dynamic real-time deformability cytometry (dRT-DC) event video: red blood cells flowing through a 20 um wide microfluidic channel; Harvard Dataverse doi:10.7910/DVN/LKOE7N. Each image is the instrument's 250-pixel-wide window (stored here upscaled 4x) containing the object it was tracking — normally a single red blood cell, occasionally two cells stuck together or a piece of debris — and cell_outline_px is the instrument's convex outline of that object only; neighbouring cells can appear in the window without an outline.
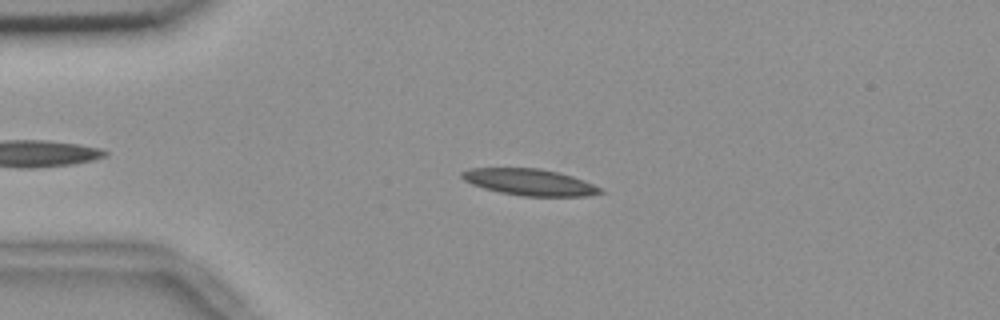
{"species": "common noctule bat (a hibernating species)", "species_latin": "Nyctalus noctula", "temperature_condition": "room temperature", "stored_images_in_passage": 45, "camera_frame_rate_fps": 3000, "um_per_image_px": 0.085, "animal": {"sex": "female", "body_mass_g": 18.4}, "frame": {"image": 1, "passage_image": 9, "time_ms": 2.667, "image_size_px": [1000, 320], "cell_outline_px": [[604, 192], [588, 196], [524, 196], [500, 192], [484, 188], [472, 184], [464, 180], [460, 176], [460, 172], [472, 168], [540, 168], [572, 176], [584, 180], [600, 188]], "centroid_in_image_um": [45.0, 15.48], "position_along_channel_um": 40.0, "area_um2": 21.21}}
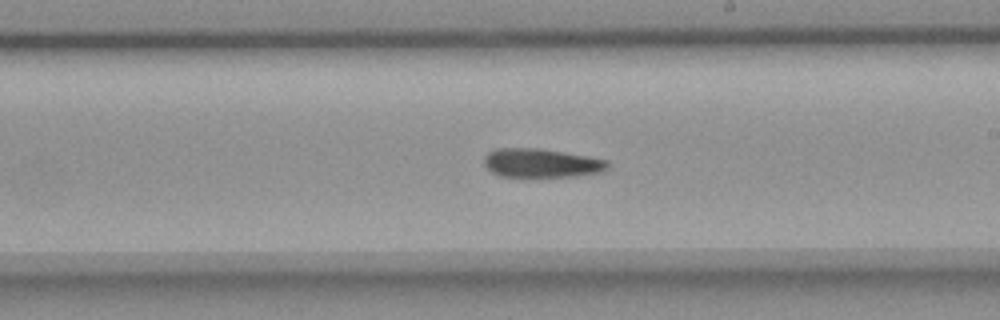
{"frame": {"image": 2, "passage_image": 28, "time_ms": 9.0, "image_size_px": [1000, 320], "cell_outline_px": [[608, 168], [604, 172], [576, 176], [500, 176], [492, 172], [484, 164], [484, 156], [488, 152], [496, 148], [540, 148], [588, 156], [608, 160]], "centroid_in_image_um": [46.03, 13.85], "position_along_channel_um": 243.0, "area_um2": 20.81}}
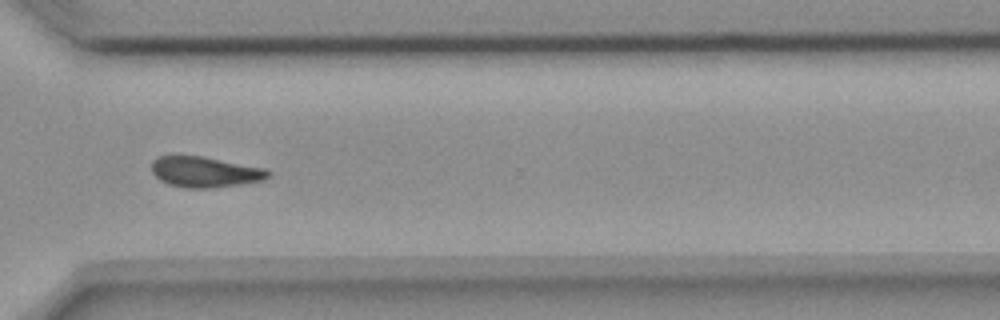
{"frame": {"image": 3, "passage_image": 37, "time_ms": 12.0, "image_size_px": [1000, 320], "cell_outline_px": [[272, 172], [264, 180], [240, 184], [212, 188], [184, 188], [168, 184], [160, 180], [152, 172], [152, 160], [156, 156], [176, 152], [200, 156], [268, 168]], "centroid_in_image_um": [17.37, 14.57], "position_along_channel_um": 353.2, "area_um2": 21.56}}